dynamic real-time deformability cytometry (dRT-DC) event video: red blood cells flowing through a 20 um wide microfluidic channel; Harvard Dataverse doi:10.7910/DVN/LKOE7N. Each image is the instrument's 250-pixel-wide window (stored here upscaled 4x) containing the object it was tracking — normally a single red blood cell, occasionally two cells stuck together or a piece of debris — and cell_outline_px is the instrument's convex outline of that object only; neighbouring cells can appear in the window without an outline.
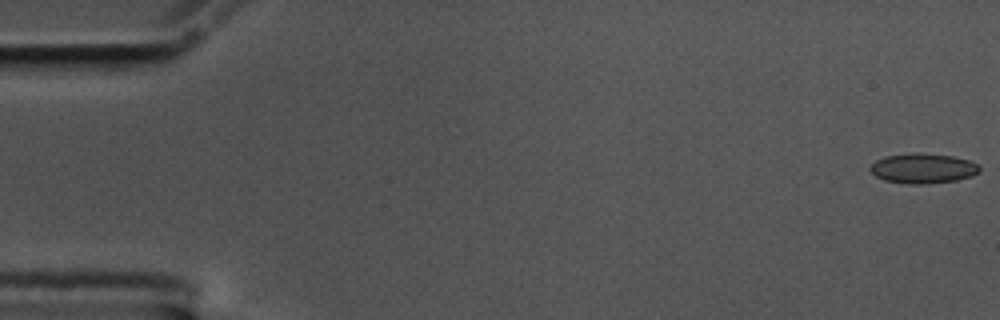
{"species": "common noctule bat (a hibernating species)", "species_latin": "Nyctalus noctula", "temperature_condition": "cold", "stored_images_in_passage": 57, "camera_frame_rate_fps": 3000, "um_per_image_px": 0.085, "animal": {"sex": "male", "body_mass_g": 17.5, "forearm_length_mm": 52.3}, "frame": {"image": 1, "passage_image": 1, "time_ms": 0.0, "image_size_px": [1000, 320], "cell_outline_px": [[980, 172], [972, 176], [956, 180], [928, 184], [908, 184], [884, 180], [876, 176], [868, 168], [876, 160], [884, 156], [952, 156], [968, 160], [976, 164], [980, 168]], "centroid_in_image_um": [78.46, 14.37], "position_along_channel_um": 6.5, "area_um2": 18.15}}
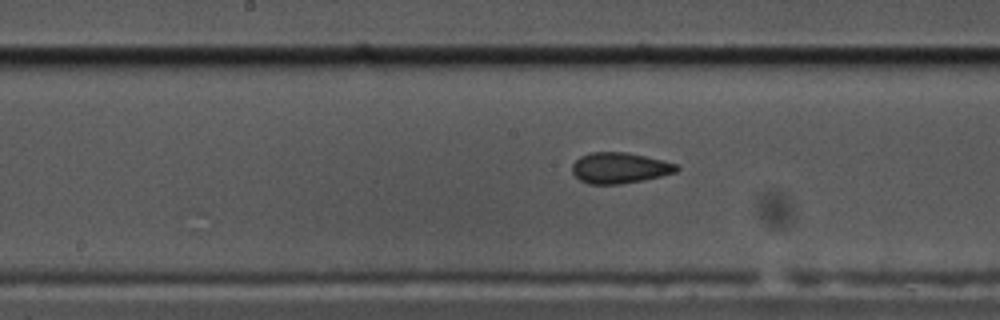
{"frame": {"image": 2, "passage_image": 29, "time_ms": 9.333, "image_size_px": [1000, 320], "cell_outline_px": [[680, 168], [676, 172], [644, 180], [620, 184], [588, 184], [580, 180], [572, 172], [572, 164], [580, 156], [592, 152], [628, 152], [676, 164]], "centroid_in_image_um": [52.64, 14.28], "position_along_channel_um": 195.6, "area_um2": 18.67}}
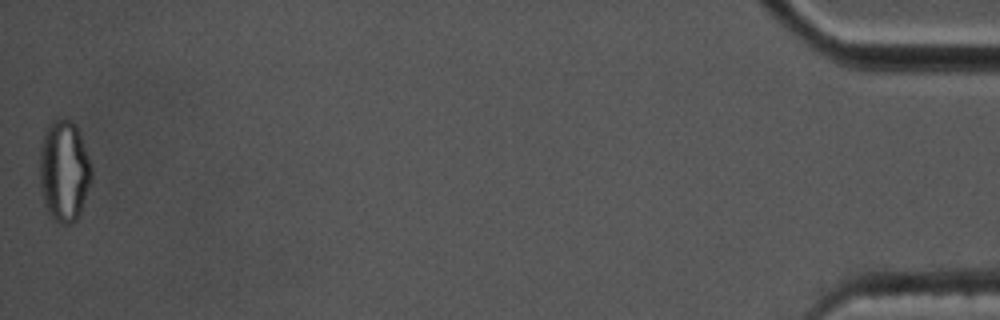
{"frame": {"image": 3, "passage_image": 57, "time_ms": 18.667, "image_size_px": [1000, 320], "cell_outline_px": [[92, 180], [80, 212], [76, 220], [72, 224], [60, 224], [52, 220], [44, 204], [40, 192], [40, 144], [44, 132], [48, 124], [56, 116], [68, 120], [80, 132], [92, 168]], "centroid_in_image_um": [5.43, 14.54], "position_along_channel_um": 429.8, "area_um2": 31.1}, "authors_computed_cell_mechanics": {"area_um2": 18.9584, "velocity_mm_per_s": 3.5397, "shape_relaxation_time_tau1_ms": null, "shape_relaxation_time_tau2_ms": 2.3542, "deformation_change_tau1": null, "deformation_change_tau2": 0.0817}}